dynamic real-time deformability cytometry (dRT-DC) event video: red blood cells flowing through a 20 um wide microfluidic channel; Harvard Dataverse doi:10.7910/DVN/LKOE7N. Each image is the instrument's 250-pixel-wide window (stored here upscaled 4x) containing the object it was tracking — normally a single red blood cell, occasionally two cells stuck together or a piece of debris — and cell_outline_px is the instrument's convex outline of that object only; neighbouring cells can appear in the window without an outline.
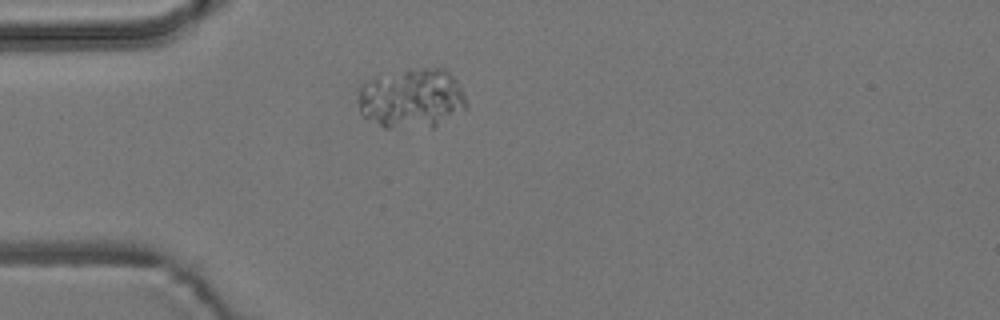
{"species": "common noctule bat (a hibernating species)", "species_latin": "Nyctalus noctula", "temperature_condition": "room temperature", "stored_images_in_passage": 7, "camera_frame_rate_fps": 3000, "um_per_image_px": 0.085, "animal": {"sex": "male", "body_mass_g": 19.2, "forearm_length_mm": 51.8}, "frame": {"image": 1, "passage_image": 3, "time_ms": 2.333, "image_size_px": [1000, 320], "cell_outline_px": [[468, 108], [432, 128], [384, 128], [360, 116], [360, 84], [364, 80], [376, 76], [408, 68], [444, 68], [456, 80], [468, 104]], "centroid_in_image_um": [34.97, 8.37], "position_along_channel_um": 50.0, "area_um2": 38.38}}
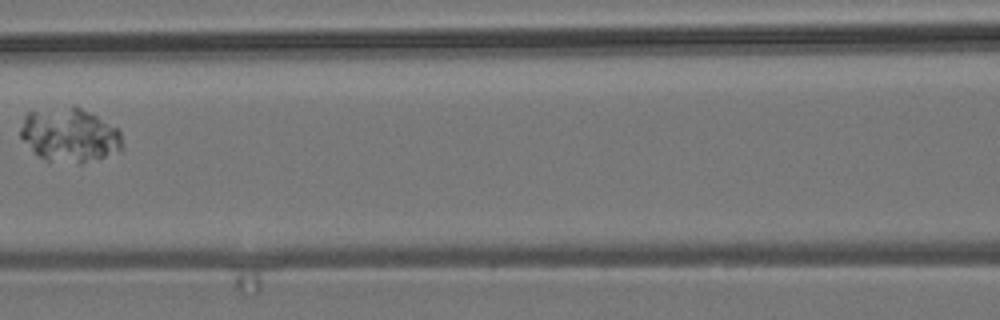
{"frame": {"image": 2, "passage_image": 6, "time_ms": 5.667, "image_size_px": [1000, 320], "cell_outline_px": [[124, 148], [120, 152], [80, 164], [44, 160], [20, 136], [20, 128], [24, 116], [28, 112], [72, 104], [76, 104], [116, 128], [120, 132]], "centroid_in_image_um": [5.94, 11.46], "position_along_channel_um": 160.7, "area_um2": 32.31}}
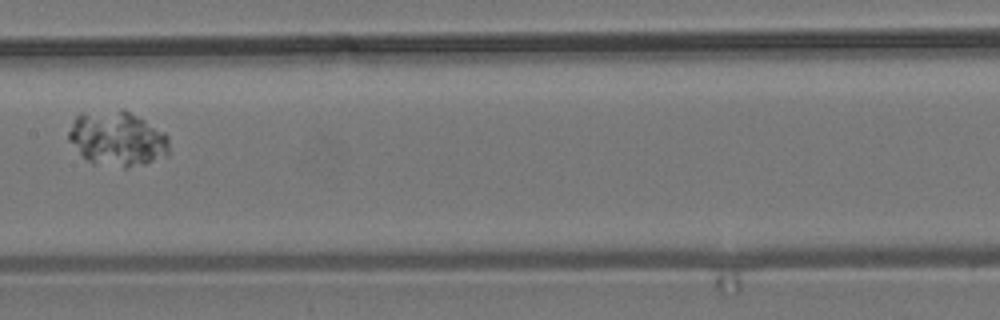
{"frame": {"image": 3, "passage_image": 7, "time_ms": 6.667, "image_size_px": [1000, 320], "cell_outline_px": [[168, 156], [144, 164], [128, 168], [124, 168], [92, 164], [68, 140], [68, 132], [76, 116], [80, 112], [120, 108], [124, 108], [164, 132], [168, 136]], "centroid_in_image_um": [9.97, 11.78], "position_along_channel_um": 197.4, "area_um2": 32.6}}